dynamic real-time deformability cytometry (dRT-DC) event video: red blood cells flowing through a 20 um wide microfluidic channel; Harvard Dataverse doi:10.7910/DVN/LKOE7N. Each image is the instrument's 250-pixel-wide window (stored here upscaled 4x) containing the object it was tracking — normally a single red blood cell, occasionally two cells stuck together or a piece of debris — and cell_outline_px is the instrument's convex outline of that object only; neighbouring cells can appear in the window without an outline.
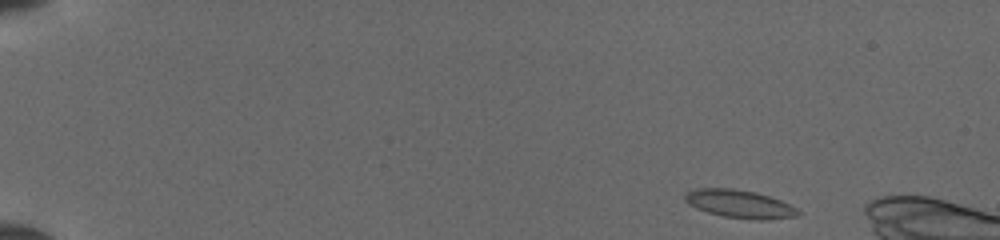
{"species": "common noctule bat (a hibernating species)", "species_latin": "Nyctalus noctula", "temperature_condition": "cold", "stored_images_in_passage": 43, "camera_frame_rate_fps": 3000, "um_per_image_px": 0.085, "animal": {"sex": "female", "body_mass_g": 19.5, "forearm_length_mm": 54.1}, "frame": {"image": 1, "passage_image": 1, "time_ms": 0.0, "image_size_px": [1000, 240], "cell_outline_px": [[800, 212], [796, 216], [768, 220], [756, 220], [724, 216], [708, 212], [696, 208], [688, 204], [684, 200], [684, 196], [688, 192], [696, 188], [732, 188], [756, 192], [780, 200], [796, 208]], "centroid_in_image_um": [62.85, 17.33], "position_along_channel_um": 22.2, "area_um2": 18.38}}
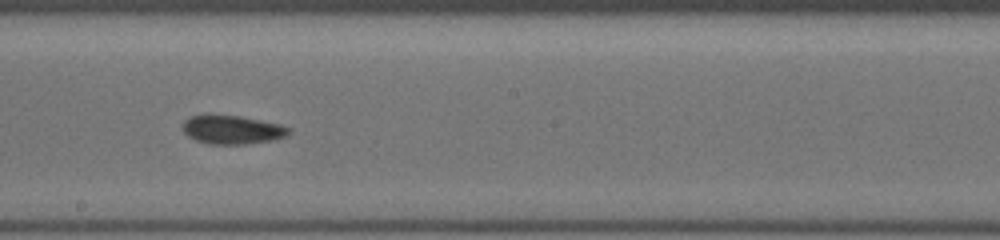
{"frame": {"image": 2, "passage_image": 25, "time_ms": 8.0, "image_size_px": [1000, 240], "cell_outline_px": [[292, 132], [288, 136], [272, 140], [244, 144], [208, 144], [196, 140], [188, 136], [180, 128], [184, 120], [188, 116], [208, 112], [240, 116], [280, 124], [292, 128]], "centroid_in_image_um": [19.69, 10.98], "position_along_channel_um": 228.5, "area_um2": 18.5}}
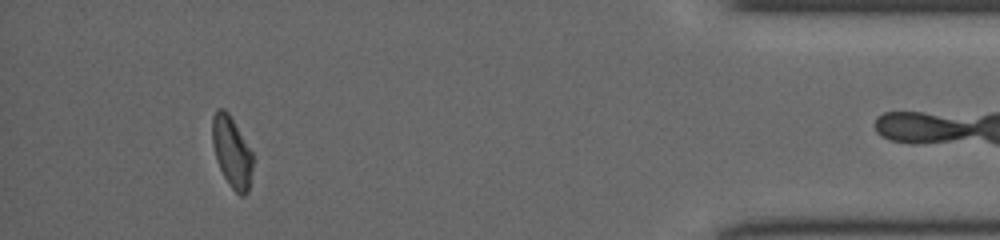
{"frame": {"image": 3, "passage_image": 42, "time_ms": 13.667, "image_size_px": [1000, 240], "cell_outline_px": [[252, 168], [248, 192], [244, 196], [240, 196], [232, 188], [224, 176], [220, 168], [212, 144], [212, 116], [216, 108], [224, 108], [228, 112], [252, 152]], "centroid_in_image_um": [19.69, 12.89], "position_along_channel_um": 415.5, "area_um2": 16.53}}